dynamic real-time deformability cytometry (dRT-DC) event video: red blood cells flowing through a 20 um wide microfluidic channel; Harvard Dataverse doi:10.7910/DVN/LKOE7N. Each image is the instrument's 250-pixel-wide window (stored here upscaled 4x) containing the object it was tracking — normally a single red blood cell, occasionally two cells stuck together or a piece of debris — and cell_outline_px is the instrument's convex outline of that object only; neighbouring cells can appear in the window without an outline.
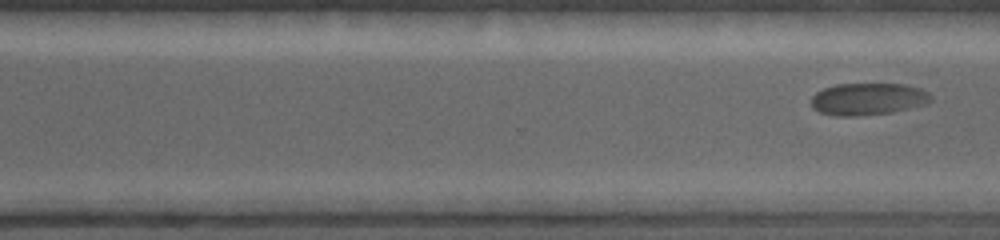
{"species": "common noctule bat (a hibernating species)", "species_latin": "Nyctalus noctula", "temperature_condition": "warm", "stored_images_in_passage": 18, "camera_frame_rate_fps": 5000, "um_per_image_px": 0.085, "animal": {"sex": "female", "body_mass_g": 19.0, "forearm_length_mm": 53.3}, "frame": {"image": 1, "passage_image": 18, "time_ms": 5.4, "image_size_px": [1000, 240], "cell_outline_px": [[932, 100], [924, 104], [888, 112], [856, 116], [836, 116], [820, 112], [812, 108], [812, 96], [816, 92], [824, 88], [836, 84], [904, 84], [920, 88], [928, 92], [932, 96]], "centroid_in_image_um": [73.75, 8.4], "position_along_channel_um": 296.9, "area_um2": 22.14}}